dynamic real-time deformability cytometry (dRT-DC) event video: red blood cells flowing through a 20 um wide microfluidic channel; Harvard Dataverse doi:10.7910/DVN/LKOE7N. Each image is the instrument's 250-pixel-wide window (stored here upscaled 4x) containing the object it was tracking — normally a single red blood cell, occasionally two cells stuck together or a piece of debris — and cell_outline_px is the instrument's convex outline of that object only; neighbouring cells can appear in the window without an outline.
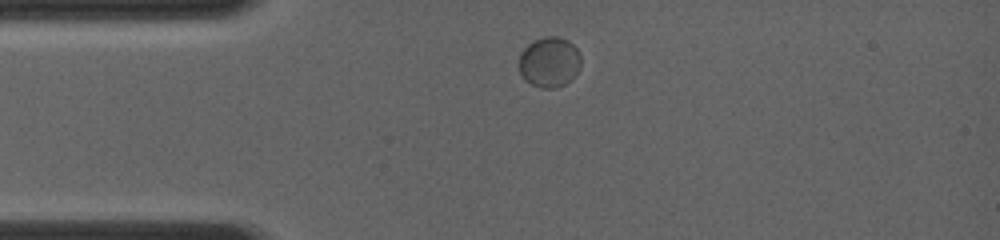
{"species": "common noctule bat (a hibernating species)", "species_latin": "Nyctalus noctula", "temperature_condition": "room temperature", "stored_images_in_passage": 6, "camera_frame_rate_fps": 4000, "um_per_image_px": 0.085, "animal": {"sex": "female", "body_mass_g": 19.0, "forearm_length_mm": 56.7}, "frame": {"image": 1, "passage_image": 1, "time_ms": 0.0, "image_size_px": [1000, 240], "cell_outline_px": [[580, 68], [576, 76], [572, 80], [556, 88], [540, 88], [524, 80], [520, 72], [520, 52], [532, 40], [544, 36], [560, 36], [568, 40], [580, 52]], "centroid_in_image_um": [46.71, 5.27], "position_along_channel_um": 38.3, "area_um2": 18.5}}
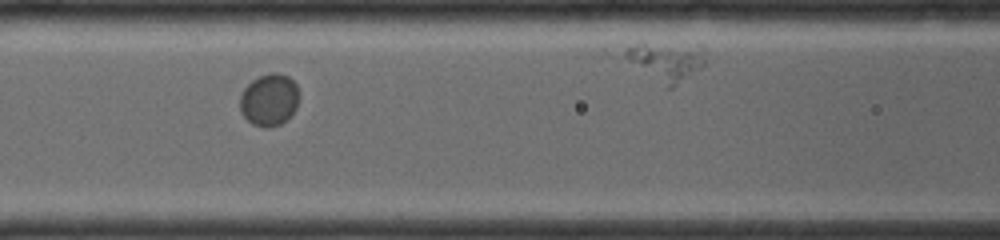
{"frame": {"image": 2, "passage_image": 4, "time_ms": 3.0, "image_size_px": [1000, 240], "cell_outline_px": [[300, 96], [296, 108], [292, 116], [280, 124], [268, 128], [252, 124], [240, 112], [240, 96], [244, 88], [252, 80], [260, 76], [272, 72], [276, 72], [288, 76], [296, 84], [300, 92]], "centroid_in_image_um": [22.91, 8.48], "position_along_channel_um": 143.7, "area_um2": 18.21}}
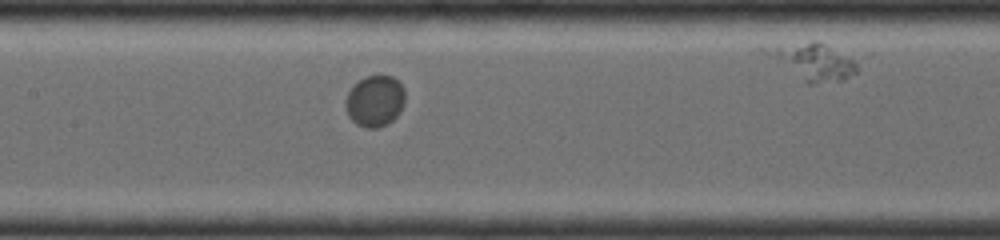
{"frame": {"image": 3, "passage_image": 5, "time_ms": 3.75, "image_size_px": [1000, 240], "cell_outline_px": [[404, 104], [400, 112], [388, 124], [376, 128], [364, 128], [356, 124], [348, 116], [344, 104], [348, 92], [364, 76], [380, 72], [392, 76], [404, 88]], "centroid_in_image_um": [31.86, 8.56], "position_along_channel_um": 175.5, "area_um2": 18.15}}